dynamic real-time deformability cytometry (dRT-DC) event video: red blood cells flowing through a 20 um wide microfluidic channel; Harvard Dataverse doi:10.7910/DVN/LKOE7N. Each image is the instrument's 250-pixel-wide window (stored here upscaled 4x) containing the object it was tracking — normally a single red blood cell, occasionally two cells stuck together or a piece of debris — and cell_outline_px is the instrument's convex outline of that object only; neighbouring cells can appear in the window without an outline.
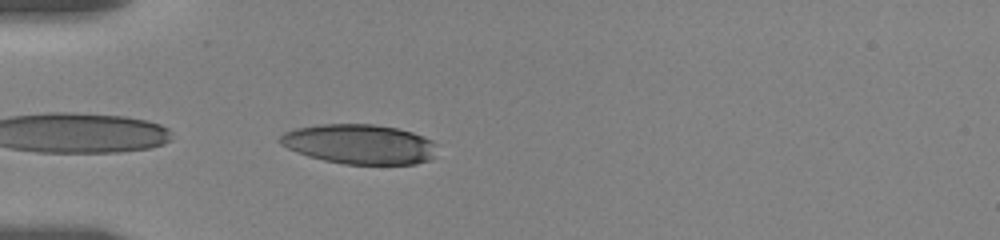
{"species": "human", "species_latin": "Homo sapiens", "temperature_condition": "room temperature", "stored_images_in_passage": 22, "camera_frame_rate_fps": 3000, "um_per_image_px": 0.085, "donor": {"sex": "female"}, "frame": {"image": 1, "passage_image": 12, "time_ms": 5.667, "image_size_px": [1000, 240], "cell_outline_px": [[436, 144], [432, 156], [428, 160], [416, 164], [344, 164], [324, 160], [308, 156], [296, 152], [280, 144], [276, 140], [284, 132], [296, 128], [320, 124], [372, 124], [396, 128], [412, 132], [432, 140]], "centroid_in_image_um": [30.51, 12.25], "position_along_channel_um": 54.5, "area_um2": 36.3}}
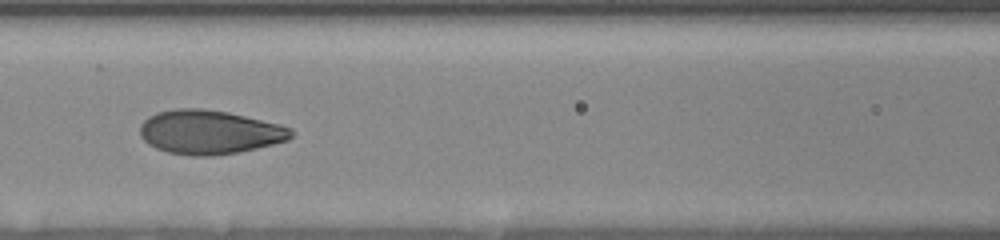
{"frame": {"image": 2, "passage_image": 18, "time_ms": 8.667, "image_size_px": [1000, 240], "cell_outline_px": [[296, 132], [288, 140], [240, 152], [212, 156], [192, 156], [168, 152], [156, 148], [148, 144], [140, 136], [140, 124], [148, 116], [156, 112], [176, 108], [204, 108], [228, 112], [280, 124], [292, 128]], "centroid_in_image_um": [17.8, 11.22], "position_along_channel_um": 148.8, "area_um2": 39.07}}
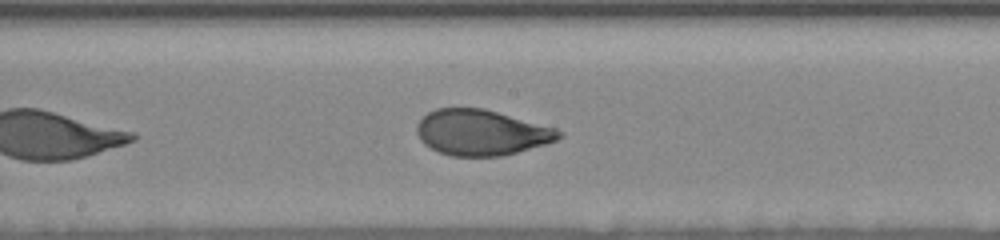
{"frame": {"image": 3, "passage_image": 22, "time_ms": 10.333, "image_size_px": [1000, 240], "cell_outline_px": [[564, 136], [556, 140], [544, 144], [516, 152], [500, 156], [452, 156], [440, 152], [424, 144], [420, 140], [416, 132], [416, 124], [428, 112], [436, 108], [484, 108], [556, 128], [564, 132]], "centroid_in_image_um": [40.91, 11.25], "position_along_channel_um": 207.3, "area_um2": 37.69}}